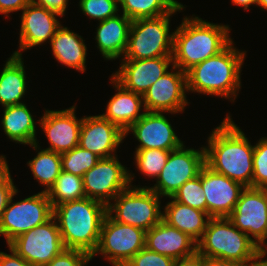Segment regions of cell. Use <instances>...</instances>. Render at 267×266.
I'll return each mask as SVG.
<instances>
[{
	"instance_id": "6da1fadb",
	"label": "cell",
	"mask_w": 267,
	"mask_h": 266,
	"mask_svg": "<svg viewBox=\"0 0 267 266\" xmlns=\"http://www.w3.org/2000/svg\"><path fill=\"white\" fill-rule=\"evenodd\" d=\"M209 134L205 164L213 171L252 187L254 145L234 123L230 114Z\"/></svg>"
},
{
	"instance_id": "7a4b0ae2",
	"label": "cell",
	"mask_w": 267,
	"mask_h": 266,
	"mask_svg": "<svg viewBox=\"0 0 267 266\" xmlns=\"http://www.w3.org/2000/svg\"><path fill=\"white\" fill-rule=\"evenodd\" d=\"M233 44L232 40L221 52L186 71L187 92L235 101L247 51L236 49Z\"/></svg>"
},
{
	"instance_id": "3957f363",
	"label": "cell",
	"mask_w": 267,
	"mask_h": 266,
	"mask_svg": "<svg viewBox=\"0 0 267 266\" xmlns=\"http://www.w3.org/2000/svg\"><path fill=\"white\" fill-rule=\"evenodd\" d=\"M193 16H185L173 33V65L184 72L218 54L233 40L228 24Z\"/></svg>"
},
{
	"instance_id": "277c9868",
	"label": "cell",
	"mask_w": 267,
	"mask_h": 266,
	"mask_svg": "<svg viewBox=\"0 0 267 266\" xmlns=\"http://www.w3.org/2000/svg\"><path fill=\"white\" fill-rule=\"evenodd\" d=\"M106 215L107 205L87 197L53 207L65 249H78L90 255L98 246Z\"/></svg>"
},
{
	"instance_id": "5b68a950",
	"label": "cell",
	"mask_w": 267,
	"mask_h": 266,
	"mask_svg": "<svg viewBox=\"0 0 267 266\" xmlns=\"http://www.w3.org/2000/svg\"><path fill=\"white\" fill-rule=\"evenodd\" d=\"M197 252L205 258H221L250 265L258 256V245L228 217L210 218Z\"/></svg>"
},
{
	"instance_id": "8992f818",
	"label": "cell",
	"mask_w": 267,
	"mask_h": 266,
	"mask_svg": "<svg viewBox=\"0 0 267 266\" xmlns=\"http://www.w3.org/2000/svg\"><path fill=\"white\" fill-rule=\"evenodd\" d=\"M161 199L149 187L131 184L107 205V213L119 223L149 231L163 219Z\"/></svg>"
},
{
	"instance_id": "52a82bcc",
	"label": "cell",
	"mask_w": 267,
	"mask_h": 266,
	"mask_svg": "<svg viewBox=\"0 0 267 266\" xmlns=\"http://www.w3.org/2000/svg\"><path fill=\"white\" fill-rule=\"evenodd\" d=\"M179 11H171L156 18L132 20L126 51L122 59H152L172 56L173 33L170 17Z\"/></svg>"
},
{
	"instance_id": "ba28073f",
	"label": "cell",
	"mask_w": 267,
	"mask_h": 266,
	"mask_svg": "<svg viewBox=\"0 0 267 266\" xmlns=\"http://www.w3.org/2000/svg\"><path fill=\"white\" fill-rule=\"evenodd\" d=\"M18 189L12 194L0 218V235L8 245L20 234L42 225L53 217V207L47 192L40 191L13 202Z\"/></svg>"
},
{
	"instance_id": "9c48e42d",
	"label": "cell",
	"mask_w": 267,
	"mask_h": 266,
	"mask_svg": "<svg viewBox=\"0 0 267 266\" xmlns=\"http://www.w3.org/2000/svg\"><path fill=\"white\" fill-rule=\"evenodd\" d=\"M145 233L141 228L115 221L107 213L101 227L98 246L91 259L101 254L109 264L124 266L145 247Z\"/></svg>"
},
{
	"instance_id": "30bf717a",
	"label": "cell",
	"mask_w": 267,
	"mask_h": 266,
	"mask_svg": "<svg viewBox=\"0 0 267 266\" xmlns=\"http://www.w3.org/2000/svg\"><path fill=\"white\" fill-rule=\"evenodd\" d=\"M134 176L121 164L118 155L100 158L82 177L85 196L108 205L133 183Z\"/></svg>"
},
{
	"instance_id": "8fae6325",
	"label": "cell",
	"mask_w": 267,
	"mask_h": 266,
	"mask_svg": "<svg viewBox=\"0 0 267 266\" xmlns=\"http://www.w3.org/2000/svg\"><path fill=\"white\" fill-rule=\"evenodd\" d=\"M199 149L186 148L183 144L180 148L171 151L154 186L142 187H149L162 198L172 197L186 181L197 177L205 165L204 146Z\"/></svg>"
},
{
	"instance_id": "7c38bea8",
	"label": "cell",
	"mask_w": 267,
	"mask_h": 266,
	"mask_svg": "<svg viewBox=\"0 0 267 266\" xmlns=\"http://www.w3.org/2000/svg\"><path fill=\"white\" fill-rule=\"evenodd\" d=\"M7 246L32 266L48 264L65 249L54 217L44 224L20 234Z\"/></svg>"
},
{
	"instance_id": "4fadbf2b",
	"label": "cell",
	"mask_w": 267,
	"mask_h": 266,
	"mask_svg": "<svg viewBox=\"0 0 267 266\" xmlns=\"http://www.w3.org/2000/svg\"><path fill=\"white\" fill-rule=\"evenodd\" d=\"M171 67L144 93L145 111L178 114L188 106L186 72Z\"/></svg>"
},
{
	"instance_id": "5bb4252c",
	"label": "cell",
	"mask_w": 267,
	"mask_h": 266,
	"mask_svg": "<svg viewBox=\"0 0 267 266\" xmlns=\"http://www.w3.org/2000/svg\"><path fill=\"white\" fill-rule=\"evenodd\" d=\"M228 218L259 245L267 235V189L245 187Z\"/></svg>"
},
{
	"instance_id": "9a60e30c",
	"label": "cell",
	"mask_w": 267,
	"mask_h": 266,
	"mask_svg": "<svg viewBox=\"0 0 267 266\" xmlns=\"http://www.w3.org/2000/svg\"><path fill=\"white\" fill-rule=\"evenodd\" d=\"M76 104L63 110H46L37 120L48 139L47 150L64 153L79 146L81 123L76 116Z\"/></svg>"
},
{
	"instance_id": "2e32d148",
	"label": "cell",
	"mask_w": 267,
	"mask_h": 266,
	"mask_svg": "<svg viewBox=\"0 0 267 266\" xmlns=\"http://www.w3.org/2000/svg\"><path fill=\"white\" fill-rule=\"evenodd\" d=\"M21 12L19 49L13 52L17 56H22V52L27 49L49 43L62 25L57 18L60 15L32 2Z\"/></svg>"
},
{
	"instance_id": "e0dca14e",
	"label": "cell",
	"mask_w": 267,
	"mask_h": 266,
	"mask_svg": "<svg viewBox=\"0 0 267 266\" xmlns=\"http://www.w3.org/2000/svg\"><path fill=\"white\" fill-rule=\"evenodd\" d=\"M201 182L209 216L229 217L245 186L213 171L206 164L201 169Z\"/></svg>"
},
{
	"instance_id": "ac0fdd59",
	"label": "cell",
	"mask_w": 267,
	"mask_h": 266,
	"mask_svg": "<svg viewBox=\"0 0 267 266\" xmlns=\"http://www.w3.org/2000/svg\"><path fill=\"white\" fill-rule=\"evenodd\" d=\"M164 114L165 112L145 111V114L125 131V138L130 132L133 134L139 142L136 150L180 148L184 142L178 138L175 129Z\"/></svg>"
},
{
	"instance_id": "d6986e66",
	"label": "cell",
	"mask_w": 267,
	"mask_h": 266,
	"mask_svg": "<svg viewBox=\"0 0 267 266\" xmlns=\"http://www.w3.org/2000/svg\"><path fill=\"white\" fill-rule=\"evenodd\" d=\"M120 61L119 69L111 76L124 88L142 96L173 65L172 56Z\"/></svg>"
},
{
	"instance_id": "ffe728a7",
	"label": "cell",
	"mask_w": 267,
	"mask_h": 266,
	"mask_svg": "<svg viewBox=\"0 0 267 266\" xmlns=\"http://www.w3.org/2000/svg\"><path fill=\"white\" fill-rule=\"evenodd\" d=\"M124 138L125 132L101 115L83 117L79 146L99 158L115 156L116 149L123 143Z\"/></svg>"
},
{
	"instance_id": "44dd1931",
	"label": "cell",
	"mask_w": 267,
	"mask_h": 266,
	"mask_svg": "<svg viewBox=\"0 0 267 266\" xmlns=\"http://www.w3.org/2000/svg\"><path fill=\"white\" fill-rule=\"evenodd\" d=\"M145 247L175 261L193 255L197 243L163 219L145 233Z\"/></svg>"
},
{
	"instance_id": "7402d4cb",
	"label": "cell",
	"mask_w": 267,
	"mask_h": 266,
	"mask_svg": "<svg viewBox=\"0 0 267 266\" xmlns=\"http://www.w3.org/2000/svg\"><path fill=\"white\" fill-rule=\"evenodd\" d=\"M110 83L117 91L108 101L106 111L100 114L125 132L145 114L143 96L124 88L112 76ZM143 108V112L142 111Z\"/></svg>"
},
{
	"instance_id": "603a6c76",
	"label": "cell",
	"mask_w": 267,
	"mask_h": 266,
	"mask_svg": "<svg viewBox=\"0 0 267 266\" xmlns=\"http://www.w3.org/2000/svg\"><path fill=\"white\" fill-rule=\"evenodd\" d=\"M132 20L124 14L100 21L96 28L97 48L105 60H116L123 57L129 38Z\"/></svg>"
},
{
	"instance_id": "cb8c5ba5",
	"label": "cell",
	"mask_w": 267,
	"mask_h": 266,
	"mask_svg": "<svg viewBox=\"0 0 267 266\" xmlns=\"http://www.w3.org/2000/svg\"><path fill=\"white\" fill-rule=\"evenodd\" d=\"M84 38L61 25L51 38L52 55L60 64L78 72L86 71L87 45Z\"/></svg>"
},
{
	"instance_id": "d4e9b609",
	"label": "cell",
	"mask_w": 267,
	"mask_h": 266,
	"mask_svg": "<svg viewBox=\"0 0 267 266\" xmlns=\"http://www.w3.org/2000/svg\"><path fill=\"white\" fill-rule=\"evenodd\" d=\"M168 198L171 201L167 202L163 208V220L170 226L187 234L197 243L203 236L211 217L207 212L181 204L172 197Z\"/></svg>"
},
{
	"instance_id": "484cf974",
	"label": "cell",
	"mask_w": 267,
	"mask_h": 266,
	"mask_svg": "<svg viewBox=\"0 0 267 266\" xmlns=\"http://www.w3.org/2000/svg\"><path fill=\"white\" fill-rule=\"evenodd\" d=\"M22 56L12 54L0 73V105L2 107L24 103L27 77Z\"/></svg>"
},
{
	"instance_id": "4316f807",
	"label": "cell",
	"mask_w": 267,
	"mask_h": 266,
	"mask_svg": "<svg viewBox=\"0 0 267 266\" xmlns=\"http://www.w3.org/2000/svg\"><path fill=\"white\" fill-rule=\"evenodd\" d=\"M2 129L11 141L31 145L37 141L36 122L26 103L3 107Z\"/></svg>"
},
{
	"instance_id": "83f0119b",
	"label": "cell",
	"mask_w": 267,
	"mask_h": 266,
	"mask_svg": "<svg viewBox=\"0 0 267 266\" xmlns=\"http://www.w3.org/2000/svg\"><path fill=\"white\" fill-rule=\"evenodd\" d=\"M30 147L36 152L38 151V153L32 160L27 162V165L34 176L33 179H36L38 183L45 187L44 192H48L62 171L61 154L42 149L38 140L31 144Z\"/></svg>"
},
{
	"instance_id": "f1b7e54d",
	"label": "cell",
	"mask_w": 267,
	"mask_h": 266,
	"mask_svg": "<svg viewBox=\"0 0 267 266\" xmlns=\"http://www.w3.org/2000/svg\"><path fill=\"white\" fill-rule=\"evenodd\" d=\"M119 6L122 13L131 20L156 18L186 8V5L176 0H119Z\"/></svg>"
},
{
	"instance_id": "f546056e",
	"label": "cell",
	"mask_w": 267,
	"mask_h": 266,
	"mask_svg": "<svg viewBox=\"0 0 267 266\" xmlns=\"http://www.w3.org/2000/svg\"><path fill=\"white\" fill-rule=\"evenodd\" d=\"M47 194L52 207L60 203L84 198L86 196L83 178L62 170Z\"/></svg>"
},
{
	"instance_id": "4dcf8cb0",
	"label": "cell",
	"mask_w": 267,
	"mask_h": 266,
	"mask_svg": "<svg viewBox=\"0 0 267 266\" xmlns=\"http://www.w3.org/2000/svg\"><path fill=\"white\" fill-rule=\"evenodd\" d=\"M171 151L173 150L156 148L135 150L134 160L136 168L141 172L140 174L156 180L166 165Z\"/></svg>"
},
{
	"instance_id": "1f68e13d",
	"label": "cell",
	"mask_w": 267,
	"mask_h": 266,
	"mask_svg": "<svg viewBox=\"0 0 267 266\" xmlns=\"http://www.w3.org/2000/svg\"><path fill=\"white\" fill-rule=\"evenodd\" d=\"M99 159L93 152L77 146L61 154L62 170L83 177Z\"/></svg>"
},
{
	"instance_id": "d6a6232c",
	"label": "cell",
	"mask_w": 267,
	"mask_h": 266,
	"mask_svg": "<svg viewBox=\"0 0 267 266\" xmlns=\"http://www.w3.org/2000/svg\"><path fill=\"white\" fill-rule=\"evenodd\" d=\"M172 198L194 209L207 212V203L202 189L201 171L197 177L186 181L173 195Z\"/></svg>"
},
{
	"instance_id": "836d02e7",
	"label": "cell",
	"mask_w": 267,
	"mask_h": 266,
	"mask_svg": "<svg viewBox=\"0 0 267 266\" xmlns=\"http://www.w3.org/2000/svg\"><path fill=\"white\" fill-rule=\"evenodd\" d=\"M79 7L85 16L98 22L116 16L121 10L119 0H80Z\"/></svg>"
},
{
	"instance_id": "e575fe53",
	"label": "cell",
	"mask_w": 267,
	"mask_h": 266,
	"mask_svg": "<svg viewBox=\"0 0 267 266\" xmlns=\"http://www.w3.org/2000/svg\"><path fill=\"white\" fill-rule=\"evenodd\" d=\"M252 187L267 189V137L254 145Z\"/></svg>"
},
{
	"instance_id": "d590c367",
	"label": "cell",
	"mask_w": 267,
	"mask_h": 266,
	"mask_svg": "<svg viewBox=\"0 0 267 266\" xmlns=\"http://www.w3.org/2000/svg\"><path fill=\"white\" fill-rule=\"evenodd\" d=\"M176 261L144 247L124 266H175Z\"/></svg>"
},
{
	"instance_id": "8d00e7d4",
	"label": "cell",
	"mask_w": 267,
	"mask_h": 266,
	"mask_svg": "<svg viewBox=\"0 0 267 266\" xmlns=\"http://www.w3.org/2000/svg\"><path fill=\"white\" fill-rule=\"evenodd\" d=\"M16 190L17 187L14 185L6 157L0 155V218L10 197Z\"/></svg>"
},
{
	"instance_id": "74e56055",
	"label": "cell",
	"mask_w": 267,
	"mask_h": 266,
	"mask_svg": "<svg viewBox=\"0 0 267 266\" xmlns=\"http://www.w3.org/2000/svg\"><path fill=\"white\" fill-rule=\"evenodd\" d=\"M91 255L78 249H64L44 266H87Z\"/></svg>"
},
{
	"instance_id": "f35d334b",
	"label": "cell",
	"mask_w": 267,
	"mask_h": 266,
	"mask_svg": "<svg viewBox=\"0 0 267 266\" xmlns=\"http://www.w3.org/2000/svg\"><path fill=\"white\" fill-rule=\"evenodd\" d=\"M69 0H30V2L43 6L61 17L65 15Z\"/></svg>"
},
{
	"instance_id": "ab89813d",
	"label": "cell",
	"mask_w": 267,
	"mask_h": 266,
	"mask_svg": "<svg viewBox=\"0 0 267 266\" xmlns=\"http://www.w3.org/2000/svg\"><path fill=\"white\" fill-rule=\"evenodd\" d=\"M29 3L30 0H0V14L9 17L10 13L22 11Z\"/></svg>"
},
{
	"instance_id": "60d3db41",
	"label": "cell",
	"mask_w": 267,
	"mask_h": 266,
	"mask_svg": "<svg viewBox=\"0 0 267 266\" xmlns=\"http://www.w3.org/2000/svg\"><path fill=\"white\" fill-rule=\"evenodd\" d=\"M10 254L0 251V266H32L19 256L11 247H9Z\"/></svg>"
},
{
	"instance_id": "b9f144b4",
	"label": "cell",
	"mask_w": 267,
	"mask_h": 266,
	"mask_svg": "<svg viewBox=\"0 0 267 266\" xmlns=\"http://www.w3.org/2000/svg\"><path fill=\"white\" fill-rule=\"evenodd\" d=\"M175 266H205V257L196 251L193 255L176 261Z\"/></svg>"
},
{
	"instance_id": "7bdbcfd3",
	"label": "cell",
	"mask_w": 267,
	"mask_h": 266,
	"mask_svg": "<svg viewBox=\"0 0 267 266\" xmlns=\"http://www.w3.org/2000/svg\"><path fill=\"white\" fill-rule=\"evenodd\" d=\"M205 266H249L221 258H205Z\"/></svg>"
},
{
	"instance_id": "ee69618b",
	"label": "cell",
	"mask_w": 267,
	"mask_h": 266,
	"mask_svg": "<svg viewBox=\"0 0 267 266\" xmlns=\"http://www.w3.org/2000/svg\"><path fill=\"white\" fill-rule=\"evenodd\" d=\"M232 4L235 6L242 7L244 10H248L251 5H256L258 0H231Z\"/></svg>"
},
{
	"instance_id": "f6af8a7d",
	"label": "cell",
	"mask_w": 267,
	"mask_h": 266,
	"mask_svg": "<svg viewBox=\"0 0 267 266\" xmlns=\"http://www.w3.org/2000/svg\"><path fill=\"white\" fill-rule=\"evenodd\" d=\"M267 235L266 238L258 245L259 256L266 258L267 256Z\"/></svg>"
},
{
	"instance_id": "bcb514c9",
	"label": "cell",
	"mask_w": 267,
	"mask_h": 266,
	"mask_svg": "<svg viewBox=\"0 0 267 266\" xmlns=\"http://www.w3.org/2000/svg\"><path fill=\"white\" fill-rule=\"evenodd\" d=\"M258 256L249 266H267V259Z\"/></svg>"
},
{
	"instance_id": "7dc6e473",
	"label": "cell",
	"mask_w": 267,
	"mask_h": 266,
	"mask_svg": "<svg viewBox=\"0 0 267 266\" xmlns=\"http://www.w3.org/2000/svg\"><path fill=\"white\" fill-rule=\"evenodd\" d=\"M257 6L264 11L267 10V0H258Z\"/></svg>"
}]
</instances>
